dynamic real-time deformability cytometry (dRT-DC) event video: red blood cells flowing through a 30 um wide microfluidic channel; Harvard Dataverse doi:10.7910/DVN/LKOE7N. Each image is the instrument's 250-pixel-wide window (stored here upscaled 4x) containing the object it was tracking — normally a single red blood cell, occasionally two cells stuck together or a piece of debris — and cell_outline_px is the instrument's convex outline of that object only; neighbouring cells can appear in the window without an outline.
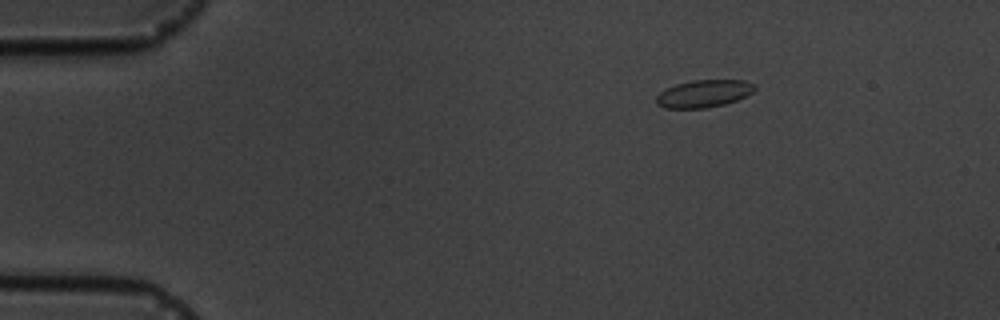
{"species": "common noctule bat (a hibernating species)", "species_latin": "Nyctalus noctula", "temperature_condition": "cold", "stored_images_in_passage": 3, "camera_frame_rate_fps": 3000, "um_per_image_px": 0.085, "animal": {"sex": "male", "body_mass_g": 19.5, "forearm_length_mm": 54.6}, "frame": {"image": 1, "passage_image": 1, "time_ms": 0.0, "image_size_px": [1000, 320], "cell_outline_px": [[756, 88], [752, 92], [736, 100], [724, 104], [704, 108], [664, 108], [656, 104], [656, 96], [660, 92], [676, 84], [692, 80], [744, 80], [756, 84]], "centroid_in_image_um": [59.81, 7.95], "position_along_channel_um": 25.2, "area_um2": 15.66}}